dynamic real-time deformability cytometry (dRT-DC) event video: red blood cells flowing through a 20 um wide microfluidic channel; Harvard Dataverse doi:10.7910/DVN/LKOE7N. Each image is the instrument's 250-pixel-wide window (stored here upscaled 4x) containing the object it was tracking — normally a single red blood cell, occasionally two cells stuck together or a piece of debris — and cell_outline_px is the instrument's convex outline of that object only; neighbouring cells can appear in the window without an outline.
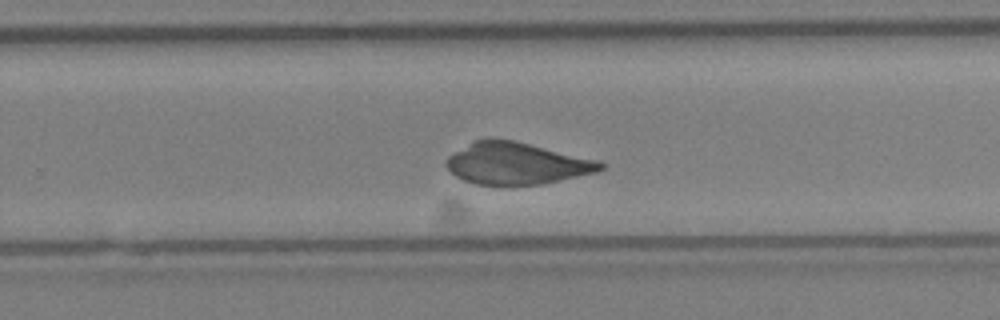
{"species": "Egyptian fruit bat (a non-hibernating species)", "species_latin": "Rousettus aegyptiacus", "temperature_condition": "cold", "stored_images_in_passage": 33, "camera_frame_rate_fps": 3000, "um_per_image_px": 0.085, "animal": {"sex": "female"}, "frame": {"image": 1, "passage_image": 22, "time_ms": 7.0, "image_size_px": [1000, 320], "cell_outline_px": [[604, 168], [596, 172], [544, 184], [472, 184], [456, 176], [444, 164], [448, 156], [452, 152], [476, 140], [488, 136], [516, 140], [596, 160], [604, 164]], "centroid_in_image_um": [43.86, 13.86], "position_along_channel_um": 285.9, "area_um2": 37.63}}
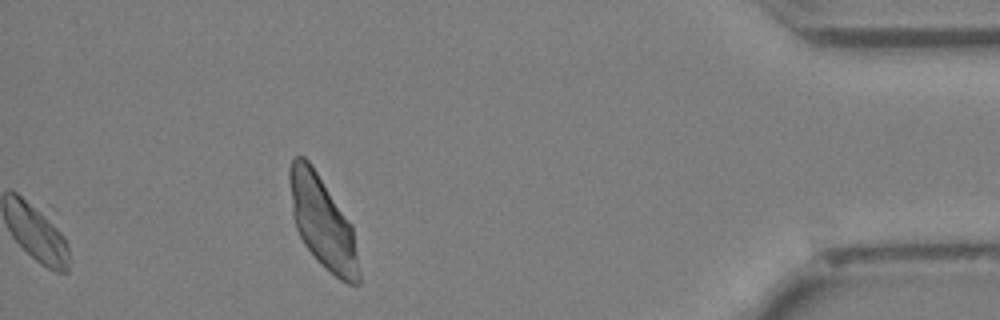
{"frame": {"image": 2, "passage_image": 33, "time_ms": 10.667, "image_size_px": [1000, 320], "cell_outline_px": [[360, 284], [348, 284], [340, 280], [304, 244], [296, 228], [292, 212], [288, 180], [288, 168], [292, 160], [296, 156], [304, 156], [312, 164], [352, 224], [360, 272]], "centroid_in_image_um": [27.41, 18.83], "position_along_channel_um": 407.8, "area_um2": 36.76}}